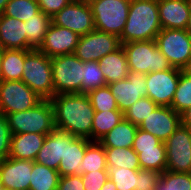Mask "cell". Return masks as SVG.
I'll list each match as a JSON object with an SVG mask.
<instances>
[{"instance_id": "obj_1", "label": "cell", "mask_w": 191, "mask_h": 190, "mask_svg": "<svg viewBox=\"0 0 191 190\" xmlns=\"http://www.w3.org/2000/svg\"><path fill=\"white\" fill-rule=\"evenodd\" d=\"M55 128L92 141L95 110L87 94H57L51 99Z\"/></svg>"}, {"instance_id": "obj_2", "label": "cell", "mask_w": 191, "mask_h": 190, "mask_svg": "<svg viewBox=\"0 0 191 190\" xmlns=\"http://www.w3.org/2000/svg\"><path fill=\"white\" fill-rule=\"evenodd\" d=\"M161 30L158 0H132L126 24L119 38L121 44L156 40Z\"/></svg>"}, {"instance_id": "obj_3", "label": "cell", "mask_w": 191, "mask_h": 190, "mask_svg": "<svg viewBox=\"0 0 191 190\" xmlns=\"http://www.w3.org/2000/svg\"><path fill=\"white\" fill-rule=\"evenodd\" d=\"M11 134H50L55 129L54 109L51 101L42 99L33 108L6 115Z\"/></svg>"}, {"instance_id": "obj_4", "label": "cell", "mask_w": 191, "mask_h": 190, "mask_svg": "<svg viewBox=\"0 0 191 190\" xmlns=\"http://www.w3.org/2000/svg\"><path fill=\"white\" fill-rule=\"evenodd\" d=\"M21 80L42 99L50 100L55 95L51 58L38 49L31 50L25 57Z\"/></svg>"}, {"instance_id": "obj_5", "label": "cell", "mask_w": 191, "mask_h": 190, "mask_svg": "<svg viewBox=\"0 0 191 190\" xmlns=\"http://www.w3.org/2000/svg\"><path fill=\"white\" fill-rule=\"evenodd\" d=\"M130 72L143 74L165 71L172 66L159 50L156 40L133 41L122 44Z\"/></svg>"}, {"instance_id": "obj_6", "label": "cell", "mask_w": 191, "mask_h": 190, "mask_svg": "<svg viewBox=\"0 0 191 190\" xmlns=\"http://www.w3.org/2000/svg\"><path fill=\"white\" fill-rule=\"evenodd\" d=\"M51 68L55 95L81 93L83 62L74 53L52 57Z\"/></svg>"}, {"instance_id": "obj_7", "label": "cell", "mask_w": 191, "mask_h": 190, "mask_svg": "<svg viewBox=\"0 0 191 190\" xmlns=\"http://www.w3.org/2000/svg\"><path fill=\"white\" fill-rule=\"evenodd\" d=\"M89 6L96 30L117 36L122 34L128 17L130 0H94Z\"/></svg>"}, {"instance_id": "obj_8", "label": "cell", "mask_w": 191, "mask_h": 190, "mask_svg": "<svg viewBox=\"0 0 191 190\" xmlns=\"http://www.w3.org/2000/svg\"><path fill=\"white\" fill-rule=\"evenodd\" d=\"M156 43L172 67L183 70L187 66L191 58V35L185 29H162Z\"/></svg>"}, {"instance_id": "obj_9", "label": "cell", "mask_w": 191, "mask_h": 190, "mask_svg": "<svg viewBox=\"0 0 191 190\" xmlns=\"http://www.w3.org/2000/svg\"><path fill=\"white\" fill-rule=\"evenodd\" d=\"M41 100L22 80H0V112L5 115L31 109Z\"/></svg>"}, {"instance_id": "obj_10", "label": "cell", "mask_w": 191, "mask_h": 190, "mask_svg": "<svg viewBox=\"0 0 191 190\" xmlns=\"http://www.w3.org/2000/svg\"><path fill=\"white\" fill-rule=\"evenodd\" d=\"M164 143L167 157L166 170L191 173V129L180 124Z\"/></svg>"}, {"instance_id": "obj_11", "label": "cell", "mask_w": 191, "mask_h": 190, "mask_svg": "<svg viewBox=\"0 0 191 190\" xmlns=\"http://www.w3.org/2000/svg\"><path fill=\"white\" fill-rule=\"evenodd\" d=\"M122 46L119 36L93 30L81 35L74 54L82 61H99L103 56L114 52Z\"/></svg>"}, {"instance_id": "obj_12", "label": "cell", "mask_w": 191, "mask_h": 190, "mask_svg": "<svg viewBox=\"0 0 191 190\" xmlns=\"http://www.w3.org/2000/svg\"><path fill=\"white\" fill-rule=\"evenodd\" d=\"M181 69L171 67L165 71H155L147 74V97L158 106L171 107Z\"/></svg>"}, {"instance_id": "obj_13", "label": "cell", "mask_w": 191, "mask_h": 190, "mask_svg": "<svg viewBox=\"0 0 191 190\" xmlns=\"http://www.w3.org/2000/svg\"><path fill=\"white\" fill-rule=\"evenodd\" d=\"M52 23L68 28L79 36L95 30L94 17L89 4L70 1L61 11L52 17Z\"/></svg>"}, {"instance_id": "obj_14", "label": "cell", "mask_w": 191, "mask_h": 190, "mask_svg": "<svg viewBox=\"0 0 191 190\" xmlns=\"http://www.w3.org/2000/svg\"><path fill=\"white\" fill-rule=\"evenodd\" d=\"M147 74L129 72L126 79L108 84L118 109L125 112L142 97H147Z\"/></svg>"}, {"instance_id": "obj_15", "label": "cell", "mask_w": 191, "mask_h": 190, "mask_svg": "<svg viewBox=\"0 0 191 190\" xmlns=\"http://www.w3.org/2000/svg\"><path fill=\"white\" fill-rule=\"evenodd\" d=\"M181 124L180 114L173 108L158 106L144 119L138 128L165 142Z\"/></svg>"}, {"instance_id": "obj_16", "label": "cell", "mask_w": 191, "mask_h": 190, "mask_svg": "<svg viewBox=\"0 0 191 190\" xmlns=\"http://www.w3.org/2000/svg\"><path fill=\"white\" fill-rule=\"evenodd\" d=\"M79 37L77 33L70 29L51 23L43 43L38 50L50 58L59 55L73 54Z\"/></svg>"}, {"instance_id": "obj_17", "label": "cell", "mask_w": 191, "mask_h": 190, "mask_svg": "<svg viewBox=\"0 0 191 190\" xmlns=\"http://www.w3.org/2000/svg\"><path fill=\"white\" fill-rule=\"evenodd\" d=\"M33 161L8 157L0 161V180L9 190H29Z\"/></svg>"}, {"instance_id": "obj_18", "label": "cell", "mask_w": 191, "mask_h": 190, "mask_svg": "<svg viewBox=\"0 0 191 190\" xmlns=\"http://www.w3.org/2000/svg\"><path fill=\"white\" fill-rule=\"evenodd\" d=\"M73 137L74 135L55 128L50 134L46 135L34 162L58 171L60 161L65 156L66 143Z\"/></svg>"}, {"instance_id": "obj_19", "label": "cell", "mask_w": 191, "mask_h": 190, "mask_svg": "<svg viewBox=\"0 0 191 190\" xmlns=\"http://www.w3.org/2000/svg\"><path fill=\"white\" fill-rule=\"evenodd\" d=\"M162 29H185L191 12V0H158Z\"/></svg>"}, {"instance_id": "obj_20", "label": "cell", "mask_w": 191, "mask_h": 190, "mask_svg": "<svg viewBox=\"0 0 191 190\" xmlns=\"http://www.w3.org/2000/svg\"><path fill=\"white\" fill-rule=\"evenodd\" d=\"M0 47L28 50L25 23L14 17L0 14Z\"/></svg>"}, {"instance_id": "obj_21", "label": "cell", "mask_w": 191, "mask_h": 190, "mask_svg": "<svg viewBox=\"0 0 191 190\" xmlns=\"http://www.w3.org/2000/svg\"><path fill=\"white\" fill-rule=\"evenodd\" d=\"M46 134L21 133L12 134L9 157L13 159L34 161L42 148Z\"/></svg>"}, {"instance_id": "obj_22", "label": "cell", "mask_w": 191, "mask_h": 190, "mask_svg": "<svg viewBox=\"0 0 191 190\" xmlns=\"http://www.w3.org/2000/svg\"><path fill=\"white\" fill-rule=\"evenodd\" d=\"M89 139L73 137L66 143V152L61 159L58 172L60 177L70 175H81V162L85 154L86 147L91 143Z\"/></svg>"}, {"instance_id": "obj_23", "label": "cell", "mask_w": 191, "mask_h": 190, "mask_svg": "<svg viewBox=\"0 0 191 190\" xmlns=\"http://www.w3.org/2000/svg\"><path fill=\"white\" fill-rule=\"evenodd\" d=\"M99 65L107 85L115 81L126 79L130 72L123 46L103 56L99 60Z\"/></svg>"}, {"instance_id": "obj_24", "label": "cell", "mask_w": 191, "mask_h": 190, "mask_svg": "<svg viewBox=\"0 0 191 190\" xmlns=\"http://www.w3.org/2000/svg\"><path fill=\"white\" fill-rule=\"evenodd\" d=\"M137 125L123 118L98 142L103 147L131 148L137 132Z\"/></svg>"}, {"instance_id": "obj_25", "label": "cell", "mask_w": 191, "mask_h": 190, "mask_svg": "<svg viewBox=\"0 0 191 190\" xmlns=\"http://www.w3.org/2000/svg\"><path fill=\"white\" fill-rule=\"evenodd\" d=\"M30 51L23 49H3L0 63V80H21L25 57Z\"/></svg>"}, {"instance_id": "obj_26", "label": "cell", "mask_w": 191, "mask_h": 190, "mask_svg": "<svg viewBox=\"0 0 191 190\" xmlns=\"http://www.w3.org/2000/svg\"><path fill=\"white\" fill-rule=\"evenodd\" d=\"M25 23L28 50L39 49L48 31L52 18L41 10L29 18Z\"/></svg>"}, {"instance_id": "obj_27", "label": "cell", "mask_w": 191, "mask_h": 190, "mask_svg": "<svg viewBox=\"0 0 191 190\" xmlns=\"http://www.w3.org/2000/svg\"><path fill=\"white\" fill-rule=\"evenodd\" d=\"M59 179L57 170L33 161L29 190H57Z\"/></svg>"}, {"instance_id": "obj_28", "label": "cell", "mask_w": 191, "mask_h": 190, "mask_svg": "<svg viewBox=\"0 0 191 190\" xmlns=\"http://www.w3.org/2000/svg\"><path fill=\"white\" fill-rule=\"evenodd\" d=\"M123 118L124 113L120 110L95 111L92 122V141H99Z\"/></svg>"}, {"instance_id": "obj_29", "label": "cell", "mask_w": 191, "mask_h": 190, "mask_svg": "<svg viewBox=\"0 0 191 190\" xmlns=\"http://www.w3.org/2000/svg\"><path fill=\"white\" fill-rule=\"evenodd\" d=\"M138 154L140 169L157 171L163 173L166 170V148L165 143L160 142L156 149L134 150Z\"/></svg>"}, {"instance_id": "obj_30", "label": "cell", "mask_w": 191, "mask_h": 190, "mask_svg": "<svg viewBox=\"0 0 191 190\" xmlns=\"http://www.w3.org/2000/svg\"><path fill=\"white\" fill-rule=\"evenodd\" d=\"M97 170H107L106 152L98 141H92L86 147L81 162V175Z\"/></svg>"}, {"instance_id": "obj_31", "label": "cell", "mask_w": 191, "mask_h": 190, "mask_svg": "<svg viewBox=\"0 0 191 190\" xmlns=\"http://www.w3.org/2000/svg\"><path fill=\"white\" fill-rule=\"evenodd\" d=\"M107 166L140 169L138 154L131 148L104 147Z\"/></svg>"}, {"instance_id": "obj_32", "label": "cell", "mask_w": 191, "mask_h": 190, "mask_svg": "<svg viewBox=\"0 0 191 190\" xmlns=\"http://www.w3.org/2000/svg\"><path fill=\"white\" fill-rule=\"evenodd\" d=\"M106 85L104 74L100 69L99 61L83 62L81 93L88 94L90 91Z\"/></svg>"}, {"instance_id": "obj_33", "label": "cell", "mask_w": 191, "mask_h": 190, "mask_svg": "<svg viewBox=\"0 0 191 190\" xmlns=\"http://www.w3.org/2000/svg\"><path fill=\"white\" fill-rule=\"evenodd\" d=\"M189 107H191V75L182 70L171 102V108L178 114H181Z\"/></svg>"}, {"instance_id": "obj_34", "label": "cell", "mask_w": 191, "mask_h": 190, "mask_svg": "<svg viewBox=\"0 0 191 190\" xmlns=\"http://www.w3.org/2000/svg\"><path fill=\"white\" fill-rule=\"evenodd\" d=\"M39 11L38 1L9 0L3 14L25 22Z\"/></svg>"}, {"instance_id": "obj_35", "label": "cell", "mask_w": 191, "mask_h": 190, "mask_svg": "<svg viewBox=\"0 0 191 190\" xmlns=\"http://www.w3.org/2000/svg\"><path fill=\"white\" fill-rule=\"evenodd\" d=\"M155 190H191V173L165 170L161 173Z\"/></svg>"}, {"instance_id": "obj_36", "label": "cell", "mask_w": 191, "mask_h": 190, "mask_svg": "<svg viewBox=\"0 0 191 190\" xmlns=\"http://www.w3.org/2000/svg\"><path fill=\"white\" fill-rule=\"evenodd\" d=\"M138 170L107 166L108 178L114 182L117 190H134L137 187Z\"/></svg>"}, {"instance_id": "obj_37", "label": "cell", "mask_w": 191, "mask_h": 190, "mask_svg": "<svg viewBox=\"0 0 191 190\" xmlns=\"http://www.w3.org/2000/svg\"><path fill=\"white\" fill-rule=\"evenodd\" d=\"M157 107L158 105L149 97H142L124 112V118L139 126Z\"/></svg>"}, {"instance_id": "obj_38", "label": "cell", "mask_w": 191, "mask_h": 190, "mask_svg": "<svg viewBox=\"0 0 191 190\" xmlns=\"http://www.w3.org/2000/svg\"><path fill=\"white\" fill-rule=\"evenodd\" d=\"M87 95L89 96L95 111L119 110L108 85L96 88L90 91Z\"/></svg>"}, {"instance_id": "obj_39", "label": "cell", "mask_w": 191, "mask_h": 190, "mask_svg": "<svg viewBox=\"0 0 191 190\" xmlns=\"http://www.w3.org/2000/svg\"><path fill=\"white\" fill-rule=\"evenodd\" d=\"M11 135L7 117L0 112V161L9 157Z\"/></svg>"}, {"instance_id": "obj_40", "label": "cell", "mask_w": 191, "mask_h": 190, "mask_svg": "<svg viewBox=\"0 0 191 190\" xmlns=\"http://www.w3.org/2000/svg\"><path fill=\"white\" fill-rule=\"evenodd\" d=\"M161 173L152 170L137 171V187L134 190H155Z\"/></svg>"}, {"instance_id": "obj_41", "label": "cell", "mask_w": 191, "mask_h": 190, "mask_svg": "<svg viewBox=\"0 0 191 190\" xmlns=\"http://www.w3.org/2000/svg\"><path fill=\"white\" fill-rule=\"evenodd\" d=\"M161 142L157 137L149 132L137 128V132L133 141V150H148L156 149V146Z\"/></svg>"}, {"instance_id": "obj_42", "label": "cell", "mask_w": 191, "mask_h": 190, "mask_svg": "<svg viewBox=\"0 0 191 190\" xmlns=\"http://www.w3.org/2000/svg\"><path fill=\"white\" fill-rule=\"evenodd\" d=\"M85 190H100L108 179L107 170L87 172L82 175Z\"/></svg>"}, {"instance_id": "obj_43", "label": "cell", "mask_w": 191, "mask_h": 190, "mask_svg": "<svg viewBox=\"0 0 191 190\" xmlns=\"http://www.w3.org/2000/svg\"><path fill=\"white\" fill-rule=\"evenodd\" d=\"M70 1L71 0H38V5L44 14L52 18L67 6Z\"/></svg>"}, {"instance_id": "obj_44", "label": "cell", "mask_w": 191, "mask_h": 190, "mask_svg": "<svg viewBox=\"0 0 191 190\" xmlns=\"http://www.w3.org/2000/svg\"><path fill=\"white\" fill-rule=\"evenodd\" d=\"M57 190H85L82 175L60 177Z\"/></svg>"}, {"instance_id": "obj_45", "label": "cell", "mask_w": 191, "mask_h": 190, "mask_svg": "<svg viewBox=\"0 0 191 190\" xmlns=\"http://www.w3.org/2000/svg\"><path fill=\"white\" fill-rule=\"evenodd\" d=\"M181 125L191 129V107L180 114Z\"/></svg>"}, {"instance_id": "obj_46", "label": "cell", "mask_w": 191, "mask_h": 190, "mask_svg": "<svg viewBox=\"0 0 191 190\" xmlns=\"http://www.w3.org/2000/svg\"><path fill=\"white\" fill-rule=\"evenodd\" d=\"M100 190H117V188L114 182L108 178Z\"/></svg>"}, {"instance_id": "obj_47", "label": "cell", "mask_w": 191, "mask_h": 190, "mask_svg": "<svg viewBox=\"0 0 191 190\" xmlns=\"http://www.w3.org/2000/svg\"><path fill=\"white\" fill-rule=\"evenodd\" d=\"M9 0H0V14H2L6 8V4Z\"/></svg>"}, {"instance_id": "obj_48", "label": "cell", "mask_w": 191, "mask_h": 190, "mask_svg": "<svg viewBox=\"0 0 191 190\" xmlns=\"http://www.w3.org/2000/svg\"><path fill=\"white\" fill-rule=\"evenodd\" d=\"M185 30L191 35V12H190V16L188 18V23Z\"/></svg>"}, {"instance_id": "obj_49", "label": "cell", "mask_w": 191, "mask_h": 190, "mask_svg": "<svg viewBox=\"0 0 191 190\" xmlns=\"http://www.w3.org/2000/svg\"><path fill=\"white\" fill-rule=\"evenodd\" d=\"M184 72H186L187 74L191 75V58L187 64V66L183 69Z\"/></svg>"}, {"instance_id": "obj_50", "label": "cell", "mask_w": 191, "mask_h": 190, "mask_svg": "<svg viewBox=\"0 0 191 190\" xmlns=\"http://www.w3.org/2000/svg\"><path fill=\"white\" fill-rule=\"evenodd\" d=\"M71 1H76V2H78V3L90 4V3H92L94 0H71Z\"/></svg>"}, {"instance_id": "obj_51", "label": "cell", "mask_w": 191, "mask_h": 190, "mask_svg": "<svg viewBox=\"0 0 191 190\" xmlns=\"http://www.w3.org/2000/svg\"><path fill=\"white\" fill-rule=\"evenodd\" d=\"M3 49L0 47V63H1V55H2ZM0 77H1V68H0Z\"/></svg>"}, {"instance_id": "obj_52", "label": "cell", "mask_w": 191, "mask_h": 190, "mask_svg": "<svg viewBox=\"0 0 191 190\" xmlns=\"http://www.w3.org/2000/svg\"><path fill=\"white\" fill-rule=\"evenodd\" d=\"M3 187H4V186H3V184H2V182H1V180H0V190H2Z\"/></svg>"}]
</instances>
